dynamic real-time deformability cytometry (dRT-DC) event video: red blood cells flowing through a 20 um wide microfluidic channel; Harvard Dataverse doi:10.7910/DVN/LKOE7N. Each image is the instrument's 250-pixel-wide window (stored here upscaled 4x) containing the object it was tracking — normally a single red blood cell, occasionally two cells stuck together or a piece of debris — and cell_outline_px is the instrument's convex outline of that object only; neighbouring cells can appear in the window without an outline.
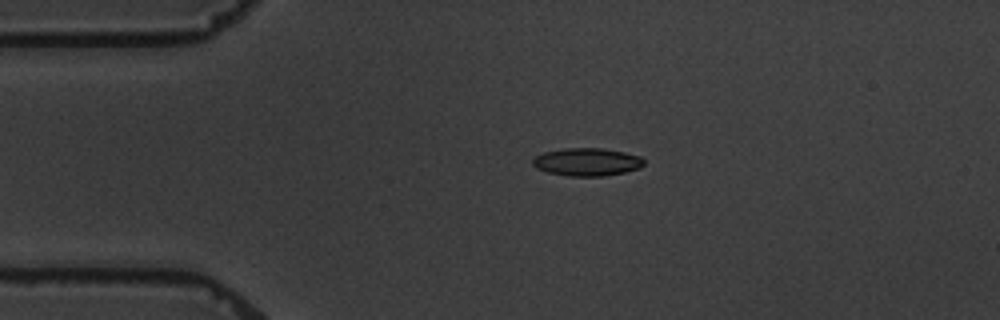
{"species": "common noctule bat (a hibernating species)", "species_latin": "Nyctalus noctula", "temperature_condition": "warm", "stored_images_in_passage": 4, "camera_frame_rate_fps": 3000, "um_per_image_px": 0.085, "animal": {"sex": "male", "body_mass_g": 19.5, "forearm_length_mm": 54.6}, "frame": {"image": 1, "passage_image": 3, "time_ms": 3.0, "image_size_px": [1000, 320], "cell_outline_px": [[644, 164], [640, 168], [624, 172], [604, 176], [568, 176], [548, 172], [536, 168], [532, 164], [532, 160], [536, 156], [544, 152], [564, 148], [604, 148], [624, 152], [640, 156], [644, 160]], "centroid_in_image_um": [49.9, 13.76], "position_along_channel_um": 35.1, "area_um2": 18.09}}